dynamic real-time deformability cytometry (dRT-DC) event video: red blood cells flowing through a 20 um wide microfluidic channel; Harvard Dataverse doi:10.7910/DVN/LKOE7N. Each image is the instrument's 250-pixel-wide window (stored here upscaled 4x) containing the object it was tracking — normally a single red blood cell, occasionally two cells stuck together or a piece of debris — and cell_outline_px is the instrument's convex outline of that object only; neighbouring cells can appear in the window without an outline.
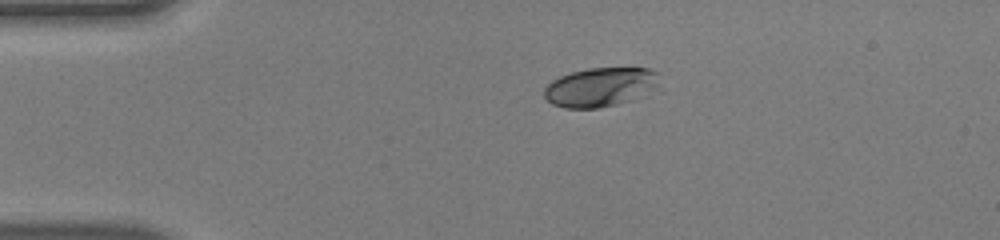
{"species": "human", "species_latin": "Homo sapiens", "temperature_condition": "warm", "stored_images_in_passage": 41, "camera_frame_rate_fps": 3000, "um_per_image_px": 0.085, "donor": {"sex": "male"}, "frame": {"image": 1, "passage_image": 1, "time_ms": 0.0, "image_size_px": [1000, 240], "cell_outline_px": [[656, 84], [628, 100], [616, 104], [596, 108], [564, 108], [552, 104], [544, 96], [544, 88], [552, 80], [560, 76], [572, 72], [588, 68], [632, 64], [648, 68], [656, 72]], "centroid_in_image_um": [50.95, 7.33], "position_along_channel_um": 34.0, "area_um2": 26.18}}
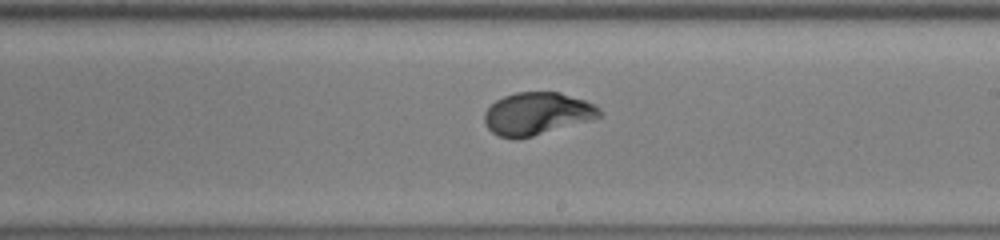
{"frame": {"image": 2, "passage_image": 20, "time_ms": 6.333, "image_size_px": [1000, 240], "cell_outline_px": [[604, 116], [532, 136], [516, 140], [512, 140], [500, 136], [492, 132], [484, 124], [484, 112], [496, 100], [504, 96], [516, 92], [560, 92], [584, 100], [600, 108], [604, 112]], "centroid_in_image_um": [45.64, 9.67], "position_along_channel_um": 243.4, "area_um2": 28.55}}
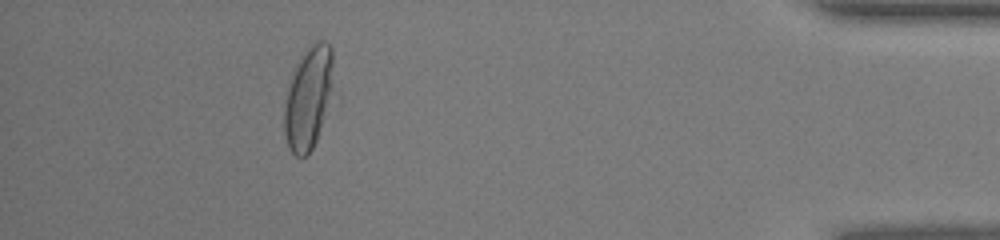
{"frame": {"image": 3, "passage_image": 36, "time_ms": 11.667, "image_size_px": [1000, 240], "cell_outline_px": [[332, 88], [316, 140], [308, 156], [296, 156], [288, 148], [284, 132], [284, 108], [292, 76], [300, 56], [304, 48], [316, 40], [324, 40], [332, 48]], "centroid_in_image_um": [26.19, 8.28], "position_along_channel_um": 409.0, "area_um2": 28.78}, "authors_computed_cell_mechanics": {"area_um2": 28.2642, "velocity_mm_per_s": 4.1071, "shape_relaxation_time_tau1_ms": 3.0495, "shape_relaxation_time_tau2_ms": null, "deformation_change_tau1": 0.1842, "deformation_change_tau2": null}}